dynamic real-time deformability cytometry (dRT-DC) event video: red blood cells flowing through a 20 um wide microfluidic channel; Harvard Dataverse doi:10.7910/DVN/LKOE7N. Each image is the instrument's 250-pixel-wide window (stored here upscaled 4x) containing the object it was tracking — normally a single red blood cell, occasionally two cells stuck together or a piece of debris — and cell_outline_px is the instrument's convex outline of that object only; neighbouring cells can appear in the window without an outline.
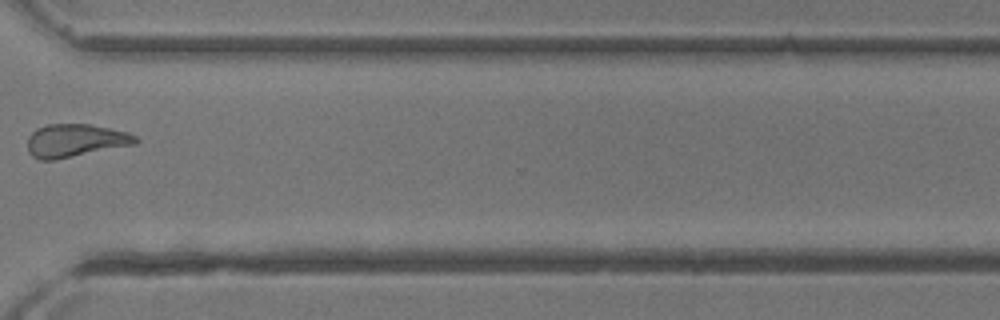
{"species": "common noctule bat (a hibernating species)", "species_latin": "Nyctalus noctula", "temperature_condition": "room temperature", "stored_images_in_passage": 31, "camera_frame_rate_fps": 3000, "um_per_image_px": 0.085, "animal": {"sex": "female"}, "frame": {"image": 1, "passage_image": 22, "time_ms": 7.0, "image_size_px": [1000, 320], "cell_outline_px": [[140, 140], [136, 144], [52, 160], [40, 160], [32, 156], [28, 152], [28, 136], [36, 128], [48, 124], [88, 124], [128, 132], [136, 136]], "centroid_in_image_um": [6.39, 11.94], "position_along_channel_um": 364.2, "area_um2": 20.69}}